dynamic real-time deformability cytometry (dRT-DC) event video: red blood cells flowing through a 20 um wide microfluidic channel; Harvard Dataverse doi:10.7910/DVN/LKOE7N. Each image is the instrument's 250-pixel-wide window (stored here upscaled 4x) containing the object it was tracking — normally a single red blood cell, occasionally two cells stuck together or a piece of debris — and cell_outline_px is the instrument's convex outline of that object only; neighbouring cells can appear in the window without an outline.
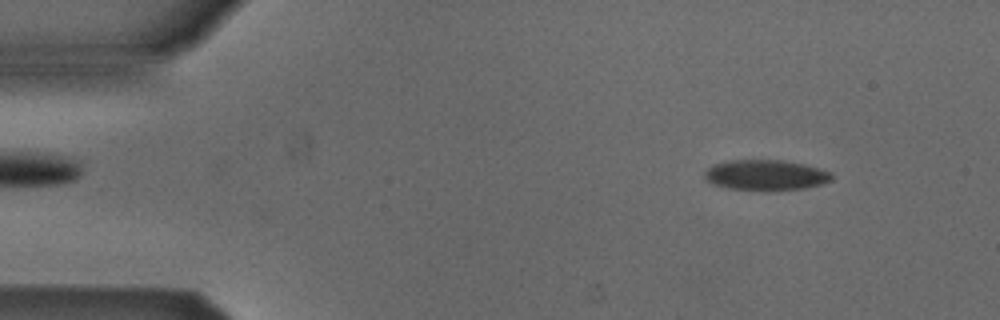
{"species": "Egyptian fruit bat (a non-hibernating species)", "species_latin": "Rousettus aegyptiacus", "temperature_condition": "cold", "stored_images_in_passage": 44, "camera_frame_rate_fps": 3000, "um_per_image_px": 0.085, "animal": {"sex": "male"}, "frame": {"image": 1, "passage_image": 5, "time_ms": 1.333, "image_size_px": [1000, 320], "cell_outline_px": [[832, 180], [820, 184], [804, 188], [772, 192], [756, 192], [728, 188], [712, 184], [704, 180], [704, 172], [712, 164], [728, 160], [780, 160], [804, 164], [832, 172]], "centroid_in_image_um": [65.04, 14.91], "position_along_channel_um": 20.0, "area_um2": 23.24}}
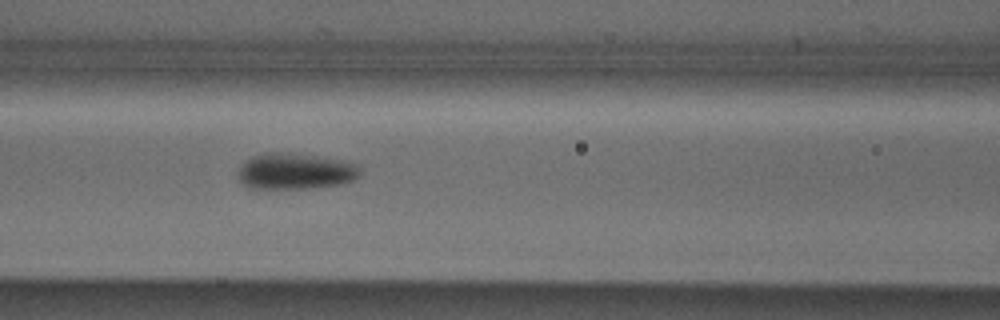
{"frame": {"image": 2, "passage_image": 21, "time_ms": 6.667, "image_size_px": [1000, 320], "cell_outline_px": [[360, 176], [352, 180], [340, 184], [308, 188], [248, 188], [240, 180], [240, 168], [252, 156], [264, 152], [288, 152], [344, 160], [356, 164], [360, 172]], "centroid_in_image_um": [25.12, 14.54], "position_along_channel_um": 141.5, "area_um2": 25.43}}
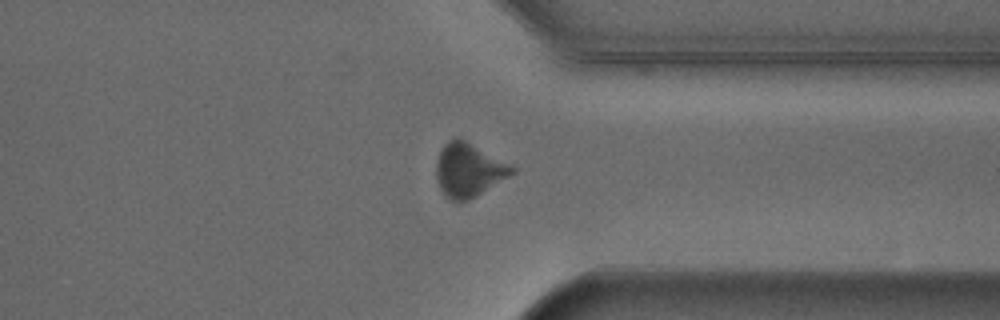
{"frame": {"image": 3, "passage_image": 39, "time_ms": 12.667, "image_size_px": [1000, 320], "cell_outline_px": [[516, 172], [468, 200], [448, 200], [440, 188], [436, 176], [436, 164], [440, 152], [444, 144], [448, 140], [456, 136], [464, 140], [516, 168]], "centroid_in_image_um": [39.8, 14.45], "position_along_channel_um": 371.6, "area_um2": 23.12}, "authors_computed_cell_mechanics": {"area_um2": 23.4668, "velocity_mm_per_s": 3.884, "shape_relaxation_time_tau1_ms": 2.914, "shape_relaxation_time_tau2_ms": null, "deformation_change_tau1": 0.0925, "deformation_change_tau2": null}}